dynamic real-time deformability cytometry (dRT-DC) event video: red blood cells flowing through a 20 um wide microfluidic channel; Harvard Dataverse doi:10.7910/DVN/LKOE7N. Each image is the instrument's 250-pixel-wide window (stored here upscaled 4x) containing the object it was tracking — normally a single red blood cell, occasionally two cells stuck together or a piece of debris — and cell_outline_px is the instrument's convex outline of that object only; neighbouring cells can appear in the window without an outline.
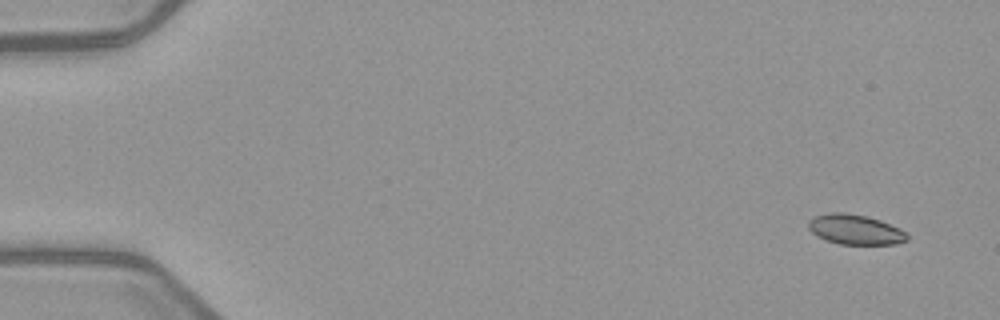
{"species": "common noctule bat (a hibernating species)", "species_latin": "Nyctalus noctula", "temperature_condition": "warm", "stored_images_in_passage": 6, "camera_frame_rate_fps": 3000, "um_per_image_px": 0.085, "animal": {"sex": "female", "body_mass_g": 21.9}, "frame": {"image": 1, "passage_image": 1, "time_ms": 0.0, "image_size_px": [1000, 320], "cell_outline_px": [[908, 240], [896, 244], [840, 244], [816, 236], [808, 228], [808, 220], [816, 216], [828, 212], [844, 212], [868, 216], [880, 220], [900, 228], [908, 236]], "centroid_in_image_um": [72.69, 19.5], "position_along_channel_um": 12.3, "area_um2": 17.28}}
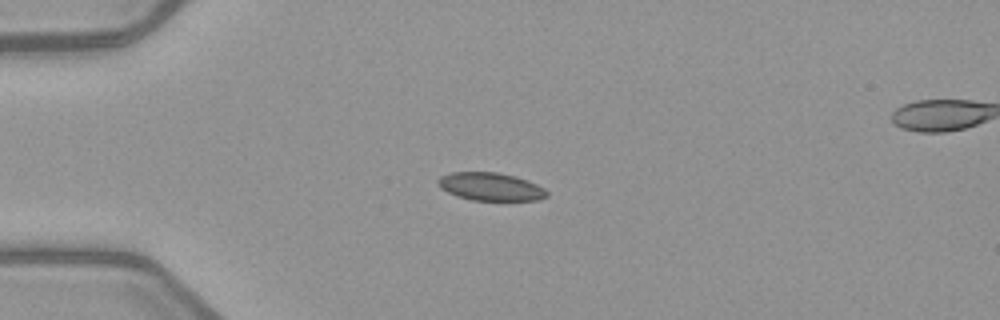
{"frame": {"image": 2, "passage_image": 4, "time_ms": 3.667, "image_size_px": [1000, 320], "cell_outline_px": [[548, 196], [540, 200], [472, 200], [456, 196], [440, 188], [436, 180], [440, 176], [452, 172], [496, 172], [516, 176], [528, 180], [544, 188], [548, 192]], "centroid_in_image_um": [41.7, 15.86], "position_along_channel_um": 43.3, "area_um2": 17.86}}